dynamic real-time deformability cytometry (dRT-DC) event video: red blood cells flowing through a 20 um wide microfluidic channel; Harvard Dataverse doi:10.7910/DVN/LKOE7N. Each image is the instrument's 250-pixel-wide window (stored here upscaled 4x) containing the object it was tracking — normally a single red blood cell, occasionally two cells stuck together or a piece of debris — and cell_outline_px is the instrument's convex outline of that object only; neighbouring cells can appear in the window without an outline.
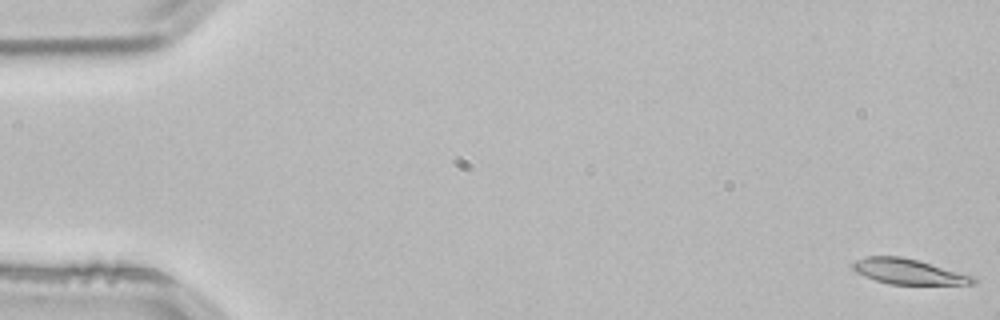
{"species": "common noctule bat (a hibernating species)", "species_latin": "Nyctalus noctula", "temperature_condition": "room temperature", "stored_images_in_passage": 12, "camera_frame_rate_fps": 3000, "um_per_image_px": 0.085, "animal": {"sex": "male", "body_mass_g": 21.5, "forearm_length_mm": 52.0}, "frame": {"image": 1, "passage_image": 1, "time_ms": 0.0, "image_size_px": [1000, 320], "cell_outline_px": [[976, 280], [972, 284], [888, 284], [864, 276], [856, 272], [852, 268], [852, 264], [856, 260], [864, 256], [900, 256], [920, 260], [972, 276]], "centroid_in_image_um": [77.16, 23.07], "position_along_channel_um": 7.8, "area_um2": 17.63}}